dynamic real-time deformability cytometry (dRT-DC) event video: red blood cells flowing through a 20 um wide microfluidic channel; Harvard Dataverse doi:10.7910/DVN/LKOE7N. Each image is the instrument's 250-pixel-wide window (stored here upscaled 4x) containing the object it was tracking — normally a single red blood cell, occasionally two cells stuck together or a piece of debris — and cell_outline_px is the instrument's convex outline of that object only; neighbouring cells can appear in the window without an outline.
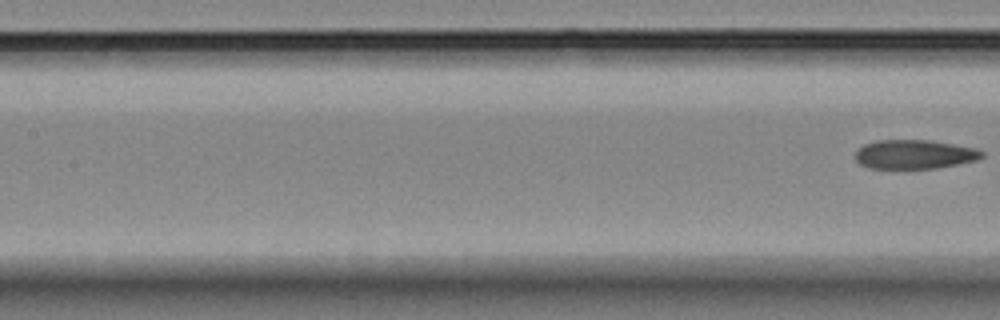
{"species": "Egyptian fruit bat (a non-hibernating species)", "species_latin": "Rousettus aegyptiacus", "temperature_condition": "room temperature", "stored_images_in_passage": 9, "segment_of_instrument_passage": [2, 2], "camera_frame_rate_fps": 3000, "um_per_image_px": 0.085, "animal": {"sex": "female"}, "frame": {"image": 1, "passage_image": 9, "time_ms": 10.0, "image_size_px": [1000, 320], "cell_outline_px": [[984, 156], [976, 160], [936, 168], [868, 168], [860, 164], [856, 160], [856, 152], [864, 144], [876, 140], [932, 140], [972, 148], [984, 152]], "centroid_in_image_um": [77.7, 13.11], "position_along_channel_um": 129.7, "area_um2": 21.21}}